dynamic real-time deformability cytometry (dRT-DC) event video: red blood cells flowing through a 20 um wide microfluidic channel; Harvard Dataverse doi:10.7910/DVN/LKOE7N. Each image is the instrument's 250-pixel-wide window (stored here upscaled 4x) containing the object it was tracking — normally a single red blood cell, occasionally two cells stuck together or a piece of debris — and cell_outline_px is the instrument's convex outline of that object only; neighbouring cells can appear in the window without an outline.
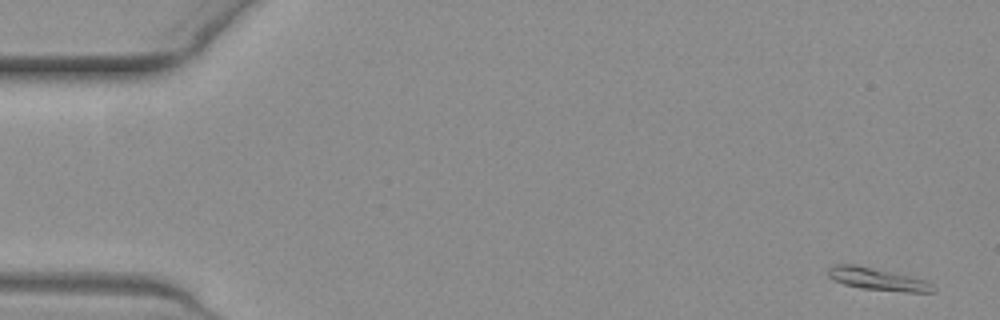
{"species": "common noctule bat (a hibernating species)", "species_latin": "Nyctalus noctula", "temperature_condition": "warm", "stored_images_in_passage": 53, "camera_frame_rate_fps": 3000, "um_per_image_px": 0.085, "animal": {"sex": "female", "body_mass_g": 19.3, "forearm_length_mm": 54.1}, "frame": {"image": 1, "passage_image": 1, "time_ms": 0.0, "image_size_px": [1000, 320], "cell_outline_px": [[936, 292], [908, 292], [864, 288], [844, 284], [828, 276], [828, 268], [832, 264], [856, 264], [908, 276], [924, 280], [932, 284], [936, 288]], "centroid_in_image_um": [74.58, 23.71], "position_along_channel_um": 10.4, "area_um2": 13.35}}
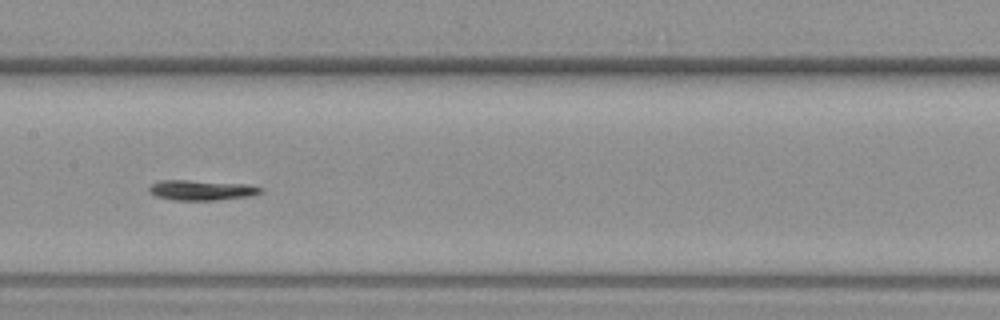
{"frame": {"image": 2, "passage_image": 26, "time_ms": 8.333, "image_size_px": [1000, 320], "cell_outline_px": [[264, 192], [252, 196], [220, 200], [172, 200], [156, 196], [148, 192], [148, 188], [152, 184], [160, 180], [188, 180], [248, 184], [264, 188]], "centroid_in_image_um": [17.17, 16.17], "position_along_channel_um": 190.2, "area_um2": 13.35}}
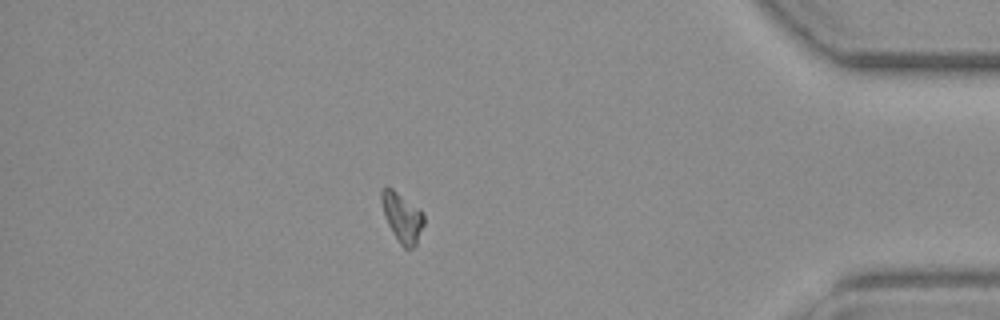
{"frame": {"image": 3, "passage_image": 46, "time_ms": 15.0, "image_size_px": [1000, 320], "cell_outline_px": [[424, 224], [416, 244], [412, 248], [404, 248], [400, 244], [388, 224], [384, 216], [380, 200], [380, 192], [384, 188], [392, 188], [420, 208], [424, 212]], "centroid_in_image_um": [34.19, 18.46], "position_along_channel_um": 401.0, "area_um2": 12.25}}